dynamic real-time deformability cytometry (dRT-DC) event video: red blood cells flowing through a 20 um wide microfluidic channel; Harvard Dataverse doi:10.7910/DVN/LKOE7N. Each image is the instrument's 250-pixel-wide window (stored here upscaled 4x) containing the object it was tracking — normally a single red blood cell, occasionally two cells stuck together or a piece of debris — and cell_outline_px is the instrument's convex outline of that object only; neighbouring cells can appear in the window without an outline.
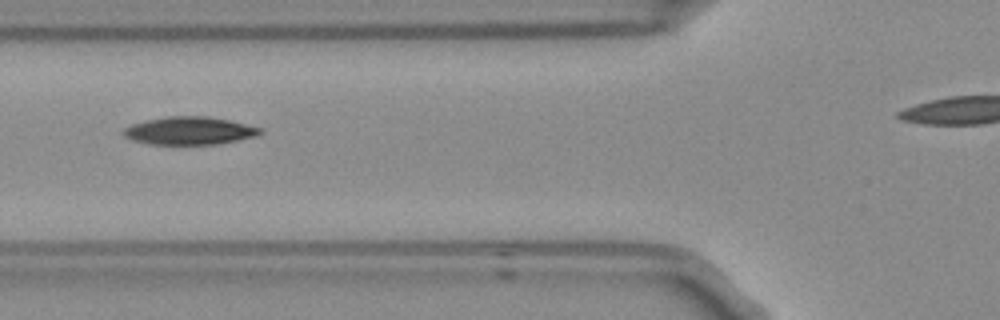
{"species": "Egyptian fruit bat (a non-hibernating species)", "species_latin": "Rousettus aegyptiacus", "temperature_condition": "room temperature", "stored_images_in_passage": 4, "camera_frame_rate_fps": 3000, "um_per_image_px": 0.085, "frame": {"image": 1, "passage_image": 2, "time_ms": 0.333, "image_size_px": [1000, 320], "cell_outline_px": [[264, 132], [256, 136], [220, 144], [148, 144], [132, 140], [124, 136], [120, 132], [124, 128], [132, 124], [144, 120], [164, 116], [208, 116], [232, 120], [260, 128]], "centroid_in_image_um": [16.08, 11.1], "position_along_channel_um": 109.7, "area_um2": 22.48}}